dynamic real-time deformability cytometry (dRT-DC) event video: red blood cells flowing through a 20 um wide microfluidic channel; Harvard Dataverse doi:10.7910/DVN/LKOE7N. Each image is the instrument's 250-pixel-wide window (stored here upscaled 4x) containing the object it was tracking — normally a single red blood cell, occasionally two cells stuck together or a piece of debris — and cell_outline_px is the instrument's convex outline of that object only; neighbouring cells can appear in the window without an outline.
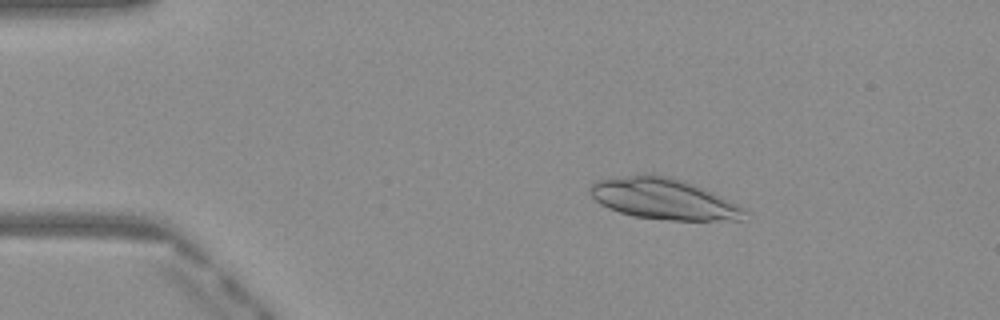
{"species": "Egyptian fruit bat (a non-hibernating species)", "species_latin": "Rousettus aegyptiacus", "temperature_condition": "warm", "stored_images_in_passage": 49, "camera_frame_rate_fps": 3000, "um_per_image_px": 0.085, "frame": {"image": 1, "passage_image": 8, "time_ms": 2.333, "image_size_px": [1000, 320], "cell_outline_px": [[752, 212], [740, 220], [668, 220], [632, 216], [608, 208], [600, 204], [588, 192], [588, 188], [596, 180], [644, 172], [668, 176], [692, 184], [712, 192]], "centroid_in_image_um": [56.37, 16.89], "position_along_channel_um": 28.6, "area_um2": 37.11}}
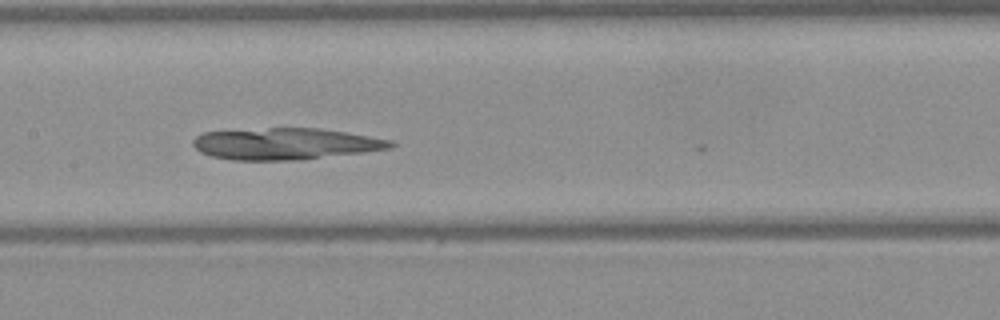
{"frame": {"image": 2, "passage_image": 24, "time_ms": 7.667, "image_size_px": [1000, 320], "cell_outline_px": [[396, 144], [392, 148], [296, 160], [232, 160], [212, 156], [200, 152], [192, 144], [192, 140], [196, 136], [204, 132], [268, 128], [320, 128], [392, 140]], "centroid_in_image_um": [24.22, 12.22], "position_along_channel_um": 183.2, "area_um2": 36.01}}
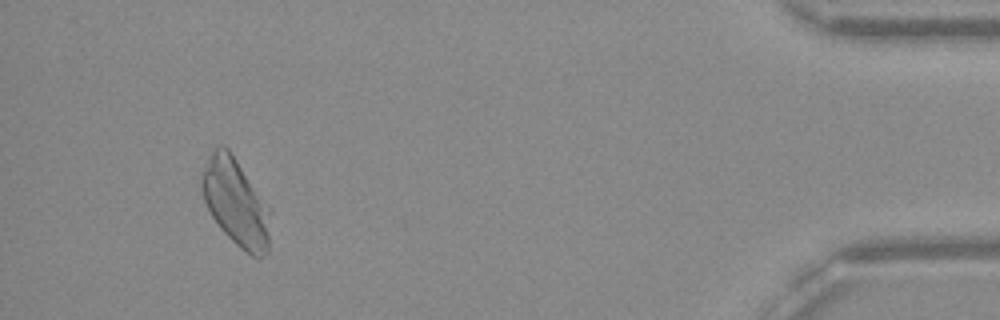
{"frame": {"image": 3, "passage_image": 46, "time_ms": 15.0, "image_size_px": [1000, 320], "cell_outline_px": [[272, 212], [268, 252], [260, 256], [252, 256], [240, 248], [220, 228], [212, 216], [204, 200], [200, 184], [200, 172], [212, 148], [220, 144], [224, 144], [228, 148], [272, 208]], "centroid_in_image_um": [20.05, 17.16], "position_along_channel_um": 415.1, "area_um2": 35.55}}